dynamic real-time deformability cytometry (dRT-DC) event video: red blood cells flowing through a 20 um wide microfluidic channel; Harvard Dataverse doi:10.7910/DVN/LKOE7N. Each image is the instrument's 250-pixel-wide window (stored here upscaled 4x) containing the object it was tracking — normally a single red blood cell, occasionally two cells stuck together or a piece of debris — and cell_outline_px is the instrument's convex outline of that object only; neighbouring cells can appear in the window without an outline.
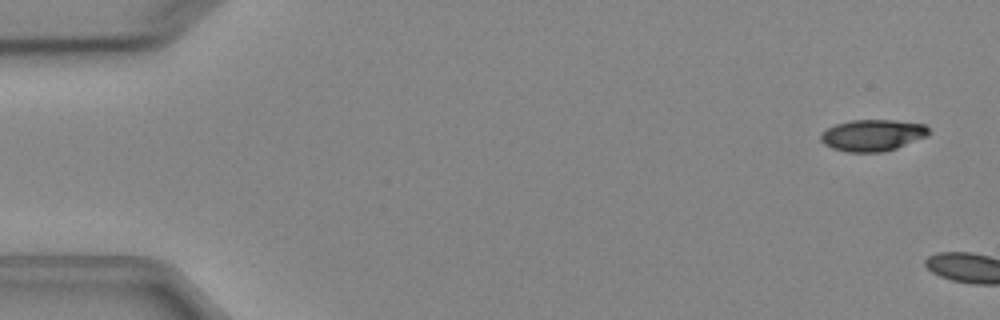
{"species": "Egyptian fruit bat (a non-hibernating species)", "species_latin": "Rousettus aegyptiacus", "temperature_condition": "cold", "stored_images_in_passage": 2, "camera_frame_rate_fps": 3000, "um_per_image_px": 0.085, "animal": {"sex": "female"}, "frame": {"image": 1, "passage_image": 1, "time_ms": 0.0, "image_size_px": [1000, 320], "cell_outline_px": [[932, 132], [928, 136], [896, 148], [884, 152], [848, 152], [832, 148], [824, 144], [820, 140], [820, 132], [836, 124], [852, 120], [892, 120], [924, 124]], "centroid_in_image_um": [74.17, 11.5], "position_along_channel_um": 10.8, "area_um2": 19.94}}